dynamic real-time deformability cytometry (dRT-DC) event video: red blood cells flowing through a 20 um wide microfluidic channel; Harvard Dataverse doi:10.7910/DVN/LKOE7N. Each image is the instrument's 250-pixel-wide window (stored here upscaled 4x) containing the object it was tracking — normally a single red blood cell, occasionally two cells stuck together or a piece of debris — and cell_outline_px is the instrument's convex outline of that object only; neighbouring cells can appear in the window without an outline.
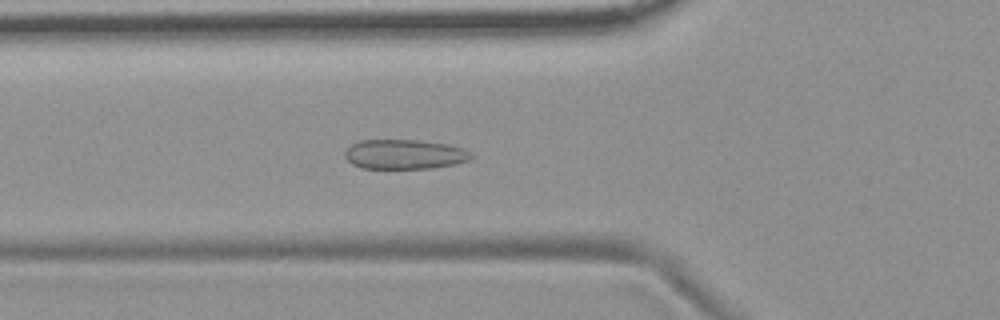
{"species": "common noctule bat (a hibernating species)", "species_latin": "Nyctalus noctula", "temperature_condition": "room temperature", "stored_images_in_passage": 55, "camera_frame_rate_fps": 3000, "um_per_image_px": 0.085, "animal": {"sex": "female", "body_mass_g": 19.9}, "frame": {"image": 1, "passage_image": 20, "time_ms": 6.333, "image_size_px": [1000, 320], "cell_outline_px": [[472, 156], [468, 160], [456, 164], [432, 168], [360, 168], [352, 164], [344, 156], [344, 152], [352, 144], [360, 140], [416, 140], [448, 144], [464, 148]], "centroid_in_image_um": [34.36, 13.11], "position_along_channel_um": 91.4, "area_um2": 21.73}}
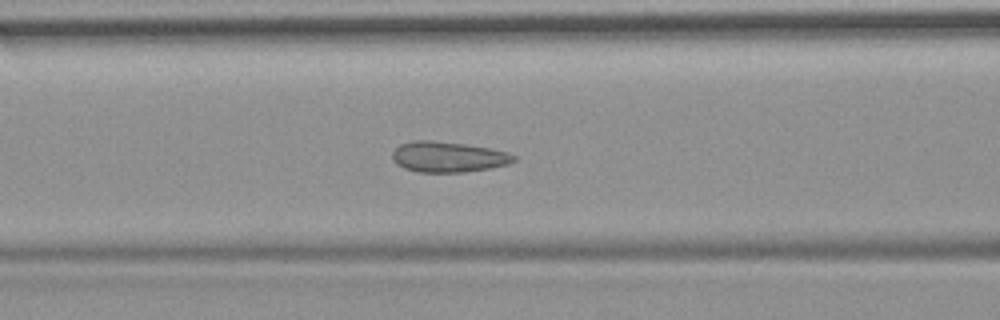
{"frame": {"image": 2, "passage_image": 23, "time_ms": 7.333, "image_size_px": [1000, 320], "cell_outline_px": [[516, 160], [508, 164], [488, 168], [464, 172], [416, 172], [404, 168], [396, 164], [392, 156], [392, 152], [400, 144], [412, 140], [432, 140], [464, 144], [492, 148], [508, 152], [516, 156]], "centroid_in_image_um": [38.08, 13.33], "position_along_channel_um": 128.5, "area_um2": 21.73}}
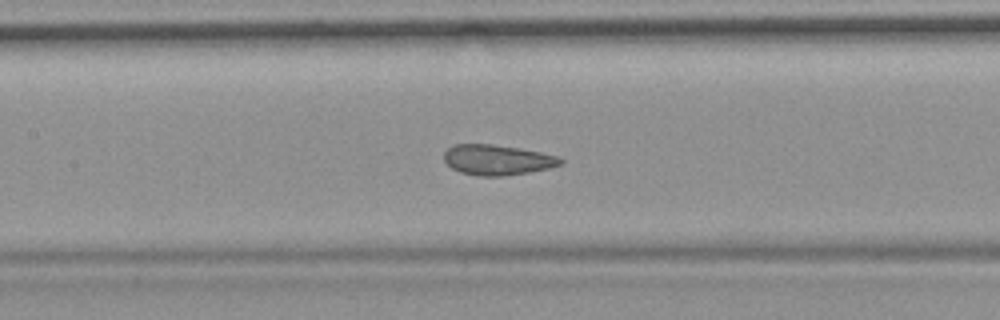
{"frame": {"image": 3, "passage_image": 26, "time_ms": 8.333, "image_size_px": [1000, 320], "cell_outline_px": [[564, 164], [552, 168], [504, 176], [476, 176], [460, 172], [452, 168], [444, 160], [444, 152], [448, 148], [456, 144], [492, 144], [520, 148], [560, 156], [564, 160]], "centroid_in_image_um": [42.32, 13.59], "position_along_channel_um": 165.1, "area_um2": 20.81}, "authors_computed_cell_mechanics": {"area_um2": 21.9062, "velocity_mm_per_s": 3.6721, "shape_relaxation_time_tau1_ms": 9.1608, "shape_relaxation_time_tau2_ms": 1.0616, "deformation_change_tau1": 0.1237, "deformation_change_tau2": 0.0677}}